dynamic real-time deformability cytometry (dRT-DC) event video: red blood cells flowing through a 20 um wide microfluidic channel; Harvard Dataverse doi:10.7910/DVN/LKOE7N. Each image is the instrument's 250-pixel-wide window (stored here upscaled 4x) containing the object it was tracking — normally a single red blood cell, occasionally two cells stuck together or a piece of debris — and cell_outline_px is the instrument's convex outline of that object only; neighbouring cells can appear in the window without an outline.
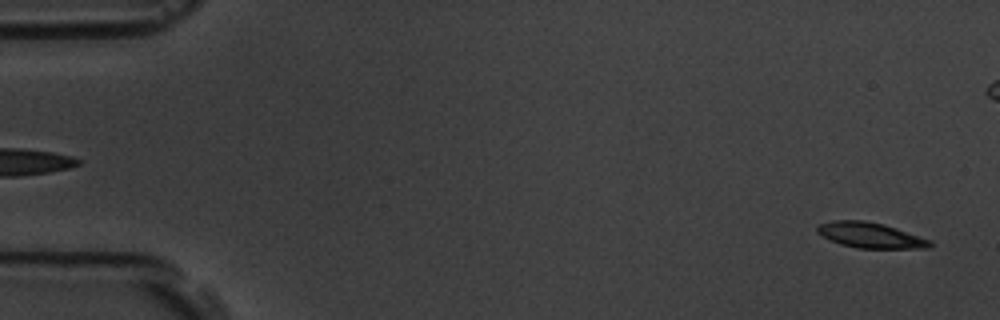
{"species": "common noctule bat (a hibernating species)", "species_latin": "Nyctalus noctula", "temperature_condition": "room temperature", "stored_images_in_passage": 6, "segment_of_instrument_passage": [2, 2], "camera_frame_rate_fps": 3000, "um_per_image_px": 0.085, "animal": {"sex": "male", "body_mass_g": 19.5, "forearm_length_mm": 54.6}, "frame": {"image": 1, "passage_image": 6, "time_ms": 6.0, "image_size_px": [1000, 320], "cell_outline_px": [[932, 244], [928, 248], [856, 248], [840, 244], [816, 232], [816, 228], [820, 224], [832, 220], [864, 220], [884, 224], [932, 240]], "centroid_in_image_um": [73.99, 19.99], "position_along_channel_um": 11.0, "area_um2": 16.65}}